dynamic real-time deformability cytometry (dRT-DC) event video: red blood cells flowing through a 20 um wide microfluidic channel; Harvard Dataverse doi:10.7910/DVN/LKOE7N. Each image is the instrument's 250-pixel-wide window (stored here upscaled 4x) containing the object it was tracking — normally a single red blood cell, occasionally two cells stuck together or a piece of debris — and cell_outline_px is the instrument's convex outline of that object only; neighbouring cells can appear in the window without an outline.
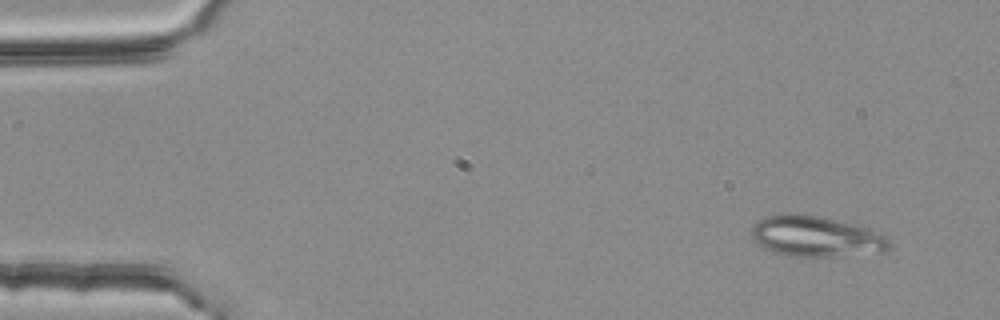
{"species": "common noctule bat (a hibernating species)", "species_latin": "Nyctalus noctula", "temperature_condition": "room temperature", "stored_images_in_passage": 4, "camera_frame_rate_fps": 3000, "um_per_image_px": 0.085, "animal": {"sex": "female", "body_mass_g": 25.1}, "frame": {"image": 1, "passage_image": 1, "time_ms": 0.0, "image_size_px": [1000, 320], "cell_outline_px": [[888, 248], [884, 252], [832, 256], [792, 256], [772, 252], [764, 248], [752, 236], [752, 228], [764, 216], [816, 216], [856, 224], [872, 228], [880, 232], [888, 240]], "centroid_in_image_um": [69.42, 20.12], "position_along_channel_um": 15.6, "area_um2": 31.73}}
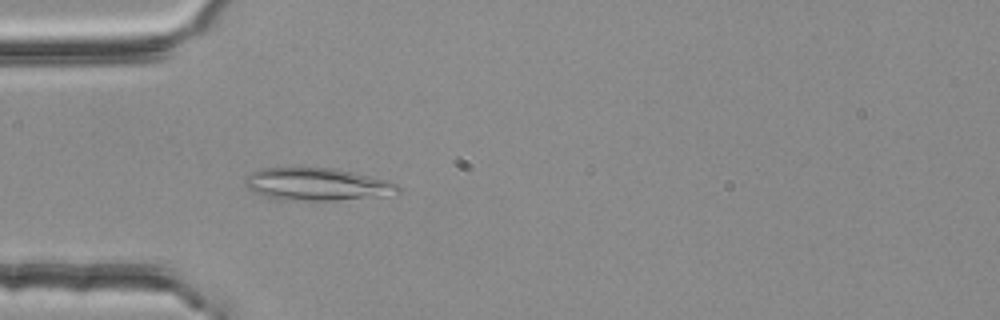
{"frame": {"image": 2, "passage_image": 4, "time_ms": 1.0, "image_size_px": [1000, 320], "cell_outline_px": [[400, 192], [396, 196], [336, 200], [280, 200], [260, 196], [248, 188], [244, 180], [252, 172], [264, 168], [332, 168], [352, 172], [388, 180], [396, 184], [400, 188]], "centroid_in_image_um": [27.01, 15.69], "position_along_channel_um": 58.0, "area_um2": 29.25}}